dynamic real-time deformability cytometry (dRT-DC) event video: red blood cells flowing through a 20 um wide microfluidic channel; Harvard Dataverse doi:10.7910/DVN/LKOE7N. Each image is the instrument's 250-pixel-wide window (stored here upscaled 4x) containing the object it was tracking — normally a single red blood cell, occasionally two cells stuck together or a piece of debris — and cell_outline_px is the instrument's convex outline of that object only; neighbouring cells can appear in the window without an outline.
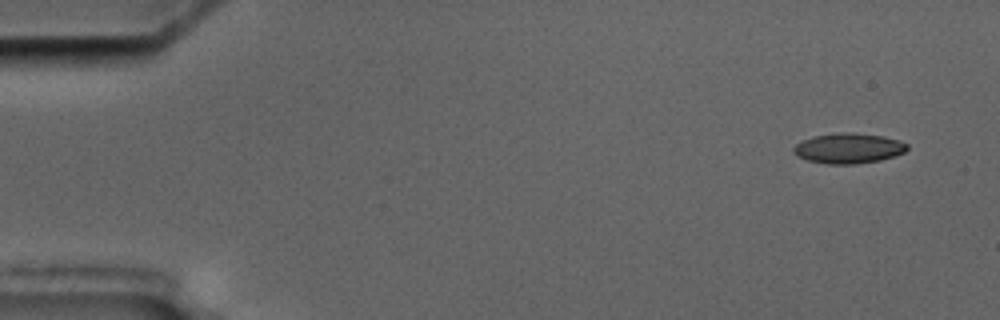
{"species": "common noctule bat (a hibernating species)", "species_latin": "Nyctalus noctula", "temperature_condition": "cold", "stored_images_in_passage": 4, "camera_frame_rate_fps": 3000, "um_per_image_px": 0.085, "animal": {"sex": "male", "body_mass_g": 17.5, "forearm_length_mm": 52.3}, "frame": {"image": 1, "passage_image": 1, "time_ms": 0.0, "image_size_px": [1000, 320], "cell_outline_px": [[908, 148], [904, 152], [880, 160], [852, 164], [828, 164], [808, 160], [796, 156], [792, 152], [792, 148], [796, 144], [812, 136], [844, 132], [852, 132], [884, 136], [900, 140], [908, 144]], "centroid_in_image_um": [72.11, 12.59], "position_along_channel_um": 12.9, "area_um2": 20.0}}